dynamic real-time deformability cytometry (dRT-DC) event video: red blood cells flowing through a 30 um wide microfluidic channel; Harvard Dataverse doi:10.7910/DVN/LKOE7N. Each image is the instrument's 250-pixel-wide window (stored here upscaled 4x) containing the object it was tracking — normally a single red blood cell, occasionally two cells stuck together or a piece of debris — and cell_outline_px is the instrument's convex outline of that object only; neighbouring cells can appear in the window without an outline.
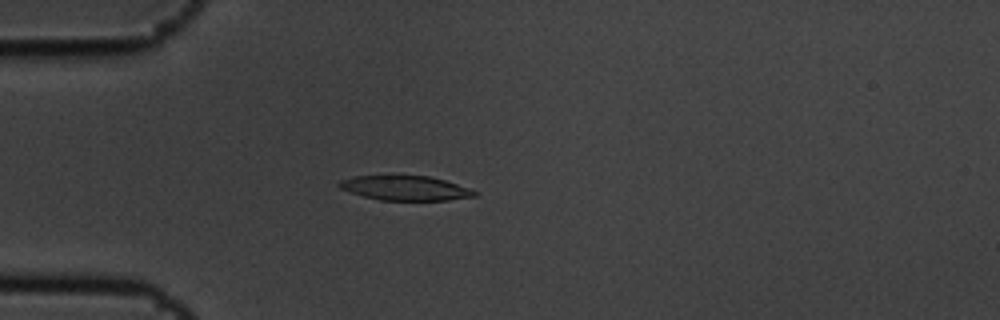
{"species": "common noctule bat (a hibernating species)", "species_latin": "Nyctalus noctula", "temperature_condition": "cold", "stored_images_in_passage": 5, "camera_frame_rate_fps": 3000, "um_per_image_px": 0.085, "animal": {"sex": "male", "body_mass_g": 19.5, "forearm_length_mm": 54.6}, "frame": {"image": 1, "passage_image": 4, "time_ms": 1.0, "image_size_px": [1000, 320], "cell_outline_px": [[476, 196], [448, 200], [380, 200], [364, 196], [340, 188], [336, 184], [340, 180], [352, 176], [392, 172], [400, 172], [428, 176], [444, 180], [468, 188], [476, 192]], "centroid_in_image_um": [34.35, 15.92], "position_along_channel_um": 50.7, "area_um2": 20.29}}